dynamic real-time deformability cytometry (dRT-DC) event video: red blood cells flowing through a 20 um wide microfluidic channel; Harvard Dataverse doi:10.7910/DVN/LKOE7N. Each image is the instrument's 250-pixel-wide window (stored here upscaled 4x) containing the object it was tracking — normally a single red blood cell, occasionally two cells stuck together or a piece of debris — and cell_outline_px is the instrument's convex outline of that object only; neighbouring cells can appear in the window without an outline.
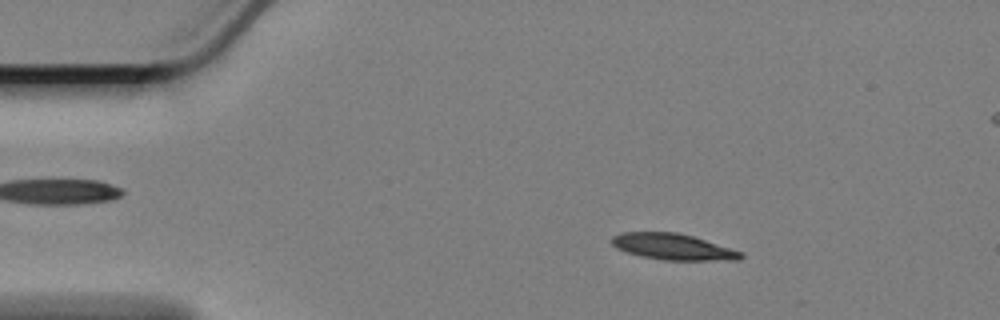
{"species": "Egyptian fruit bat (a non-hibernating species)", "species_latin": "Rousettus aegyptiacus", "temperature_condition": "cold", "stored_images_in_passage": 58, "camera_frame_rate_fps": 3000, "um_per_image_px": 0.085, "animal": {"sex": "female"}, "frame": {"image": 1, "passage_image": 9, "time_ms": 2.667, "image_size_px": [1000, 320], "cell_outline_px": [[744, 256], [740, 260], [664, 260], [640, 256], [616, 248], [612, 244], [612, 236], [624, 232], [676, 232], [692, 236], [744, 252]], "centroid_in_image_um": [57.23, 20.98], "position_along_channel_um": 27.8, "area_um2": 19.59}}
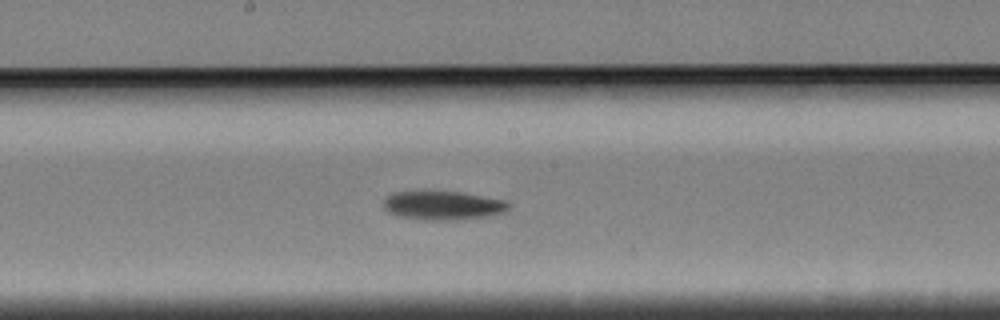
{"frame": {"image": 2, "passage_image": 30, "time_ms": 9.667, "image_size_px": [1000, 320], "cell_outline_px": [[512, 204], [504, 212], [492, 216], [464, 220], [428, 220], [396, 216], [388, 212], [384, 208], [384, 200], [392, 192], [460, 192], [504, 200]], "centroid_in_image_um": [37.68, 17.49], "position_along_channel_um": 210.5, "area_um2": 21.1}}
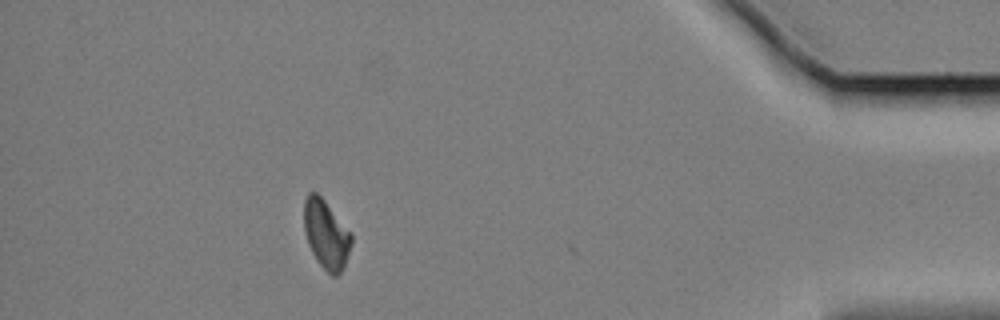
{"frame": {"image": 3, "passage_image": 52, "time_ms": 17.0, "image_size_px": [1000, 320], "cell_outline_px": [[352, 244], [344, 268], [336, 276], [332, 276], [316, 260], [308, 244], [304, 232], [304, 200], [308, 192], [316, 192], [324, 200], [352, 232]], "centroid_in_image_um": [27.73, 19.92], "position_along_channel_um": 407.5, "area_um2": 19.13}, "authors_computed_cell_mechanics": {"area_um2": 20.0566, "velocity_mm_per_s": 3.376, "shape_relaxation_time_tau1_ms": 2.9467, "shape_relaxation_time_tau2_ms": null, "deformation_change_tau1": 0.1116, "deformation_change_tau2": null}}